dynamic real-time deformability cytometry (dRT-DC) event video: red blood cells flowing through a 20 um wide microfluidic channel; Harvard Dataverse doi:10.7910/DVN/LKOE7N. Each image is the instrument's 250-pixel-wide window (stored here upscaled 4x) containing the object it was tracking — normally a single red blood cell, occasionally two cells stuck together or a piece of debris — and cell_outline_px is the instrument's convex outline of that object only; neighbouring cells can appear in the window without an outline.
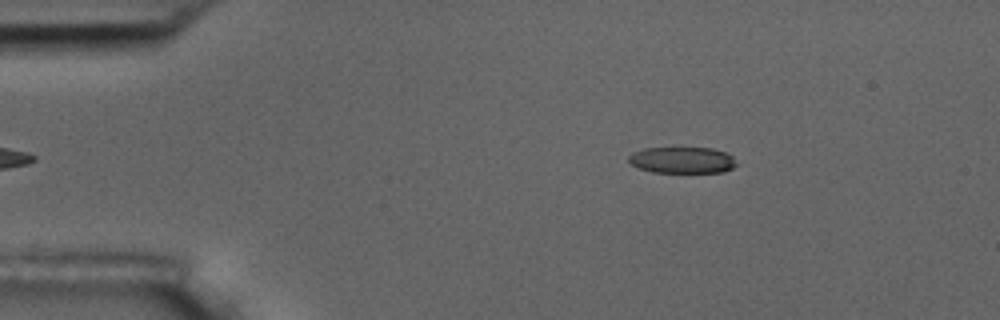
{"species": "common noctule bat (a hibernating species)", "species_latin": "Nyctalus noctula", "temperature_condition": "room temperature", "stored_images_in_passage": 3, "camera_frame_rate_fps": 3000, "um_per_image_px": 0.085, "animal": {"sex": "male", "body_mass_g": 17.5, "forearm_length_mm": 52.3}, "frame": {"image": 1, "passage_image": 1, "time_ms": 0.0, "image_size_px": [1000, 320], "cell_outline_px": [[740, 164], [724, 172], [652, 172], [640, 168], [632, 164], [628, 160], [628, 156], [632, 152], [644, 148], [712, 148], [724, 152], [732, 156]], "centroid_in_image_um": [58.02, 13.61], "position_along_channel_um": 27.0, "area_um2": 16.59}}